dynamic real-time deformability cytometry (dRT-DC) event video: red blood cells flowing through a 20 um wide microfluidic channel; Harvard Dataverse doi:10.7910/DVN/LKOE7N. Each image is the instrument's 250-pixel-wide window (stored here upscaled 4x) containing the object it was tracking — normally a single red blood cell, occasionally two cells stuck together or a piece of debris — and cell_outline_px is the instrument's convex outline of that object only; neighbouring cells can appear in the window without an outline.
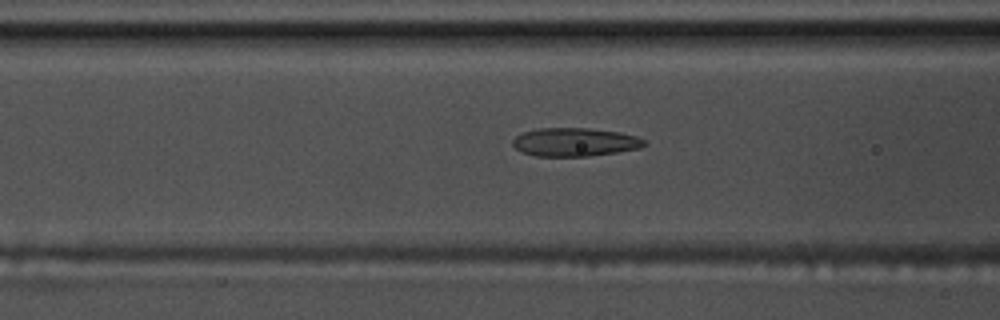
{"species": "common noctule bat (a hibernating species)", "species_latin": "Nyctalus noctula", "temperature_condition": "warm", "stored_images_in_passage": 56, "camera_frame_rate_fps": 3000, "um_per_image_px": 0.085, "animal": {"sex": "male", "body_mass_g": 17.5, "forearm_length_mm": 52.3}, "frame": {"image": 1, "passage_image": 22, "time_ms": 7.0, "image_size_px": [1000, 320], "cell_outline_px": [[648, 144], [640, 148], [616, 152], [588, 156], [536, 156], [524, 152], [516, 148], [512, 144], [512, 140], [516, 136], [524, 132], [536, 128], [588, 128], [620, 132], [636, 136], [644, 140]], "centroid_in_image_um": [48.87, 12.07], "position_along_channel_um": 117.7, "area_um2": 21.73}}
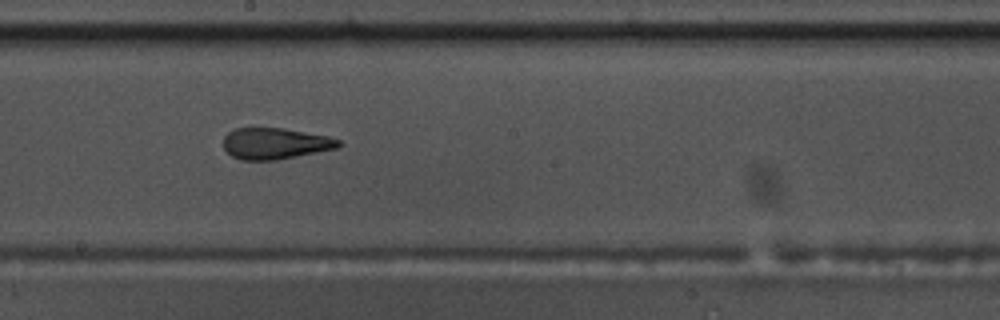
{"frame": {"image": 2, "passage_image": 31, "time_ms": 10.0, "image_size_px": [1000, 320], "cell_outline_px": [[340, 148], [276, 160], [240, 160], [232, 156], [224, 148], [224, 136], [228, 132], [236, 128], [284, 128], [328, 136], [340, 140]], "centroid_in_image_um": [23.4, 12.2], "position_along_channel_um": 224.8, "area_um2": 21.04}}
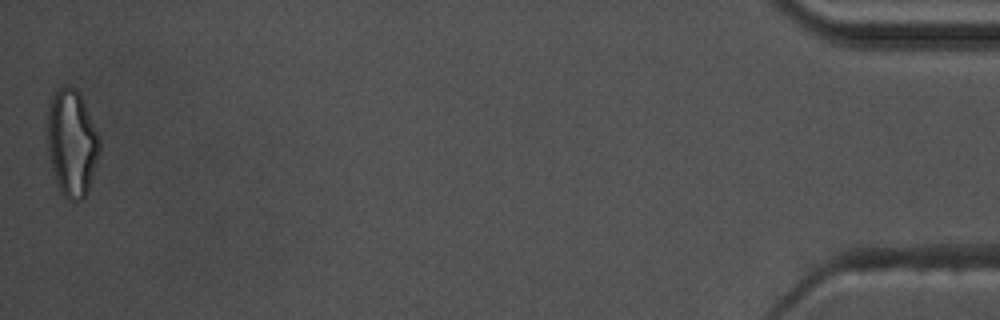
{"frame": {"image": 3, "passage_image": 56, "time_ms": 18.333, "image_size_px": [1000, 320], "cell_outline_px": [[100, 152], [84, 200], [68, 200], [60, 192], [52, 168], [48, 148], [48, 104], [52, 96], [60, 88], [72, 88], [80, 92], [100, 140]], "centroid_in_image_um": [6.11, 12.17], "position_along_channel_um": 429.1, "area_um2": 31.96}, "authors_computed_cell_mechanics": {"area_um2": 21.7039, "velocity_mm_per_s": 3.5784, "shape_relaxation_time_tau1_ms": 8.7884, "shape_relaxation_time_tau2_ms": 1.8066, "deformation_change_tau1": 0.2141, "deformation_change_tau2": 0.0983}}